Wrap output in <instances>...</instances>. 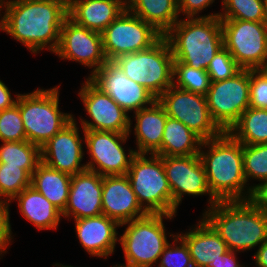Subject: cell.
<instances>
[{
	"mask_svg": "<svg viewBox=\"0 0 267 267\" xmlns=\"http://www.w3.org/2000/svg\"><path fill=\"white\" fill-rule=\"evenodd\" d=\"M0 16V30L31 53L37 55L44 48L55 53L68 17V0H1Z\"/></svg>",
	"mask_w": 267,
	"mask_h": 267,
	"instance_id": "obj_1",
	"label": "cell"
},
{
	"mask_svg": "<svg viewBox=\"0 0 267 267\" xmlns=\"http://www.w3.org/2000/svg\"><path fill=\"white\" fill-rule=\"evenodd\" d=\"M199 156L209 189L218 201L250 199L252 188L244 174L243 145L229 132L202 141Z\"/></svg>",
	"mask_w": 267,
	"mask_h": 267,
	"instance_id": "obj_2",
	"label": "cell"
},
{
	"mask_svg": "<svg viewBox=\"0 0 267 267\" xmlns=\"http://www.w3.org/2000/svg\"><path fill=\"white\" fill-rule=\"evenodd\" d=\"M202 215L229 250L244 252L267 240V212L250 200L218 201Z\"/></svg>",
	"mask_w": 267,
	"mask_h": 267,
	"instance_id": "obj_3",
	"label": "cell"
},
{
	"mask_svg": "<svg viewBox=\"0 0 267 267\" xmlns=\"http://www.w3.org/2000/svg\"><path fill=\"white\" fill-rule=\"evenodd\" d=\"M164 37L170 45L174 61L195 69L207 70L215 54L224 47L218 16L180 18Z\"/></svg>",
	"mask_w": 267,
	"mask_h": 267,
	"instance_id": "obj_4",
	"label": "cell"
},
{
	"mask_svg": "<svg viewBox=\"0 0 267 267\" xmlns=\"http://www.w3.org/2000/svg\"><path fill=\"white\" fill-rule=\"evenodd\" d=\"M176 215L147 213L145 216L121 224L125 227L119 237L125 256V264L118 267H153L169 243L164 218L172 220Z\"/></svg>",
	"mask_w": 267,
	"mask_h": 267,
	"instance_id": "obj_5",
	"label": "cell"
},
{
	"mask_svg": "<svg viewBox=\"0 0 267 267\" xmlns=\"http://www.w3.org/2000/svg\"><path fill=\"white\" fill-rule=\"evenodd\" d=\"M59 86L19 94L20 109L27 141L41 147L73 120V114L59 109Z\"/></svg>",
	"mask_w": 267,
	"mask_h": 267,
	"instance_id": "obj_6",
	"label": "cell"
},
{
	"mask_svg": "<svg viewBox=\"0 0 267 267\" xmlns=\"http://www.w3.org/2000/svg\"><path fill=\"white\" fill-rule=\"evenodd\" d=\"M112 63L156 99L173 85L174 58L164 36L152 47L121 55Z\"/></svg>",
	"mask_w": 267,
	"mask_h": 267,
	"instance_id": "obj_7",
	"label": "cell"
},
{
	"mask_svg": "<svg viewBox=\"0 0 267 267\" xmlns=\"http://www.w3.org/2000/svg\"><path fill=\"white\" fill-rule=\"evenodd\" d=\"M126 175L138 203L147 213L172 215V192L162 156L136 154Z\"/></svg>",
	"mask_w": 267,
	"mask_h": 267,
	"instance_id": "obj_8",
	"label": "cell"
},
{
	"mask_svg": "<svg viewBox=\"0 0 267 267\" xmlns=\"http://www.w3.org/2000/svg\"><path fill=\"white\" fill-rule=\"evenodd\" d=\"M108 62L124 54L146 50L164 35L127 8L101 33Z\"/></svg>",
	"mask_w": 267,
	"mask_h": 267,
	"instance_id": "obj_9",
	"label": "cell"
},
{
	"mask_svg": "<svg viewBox=\"0 0 267 267\" xmlns=\"http://www.w3.org/2000/svg\"><path fill=\"white\" fill-rule=\"evenodd\" d=\"M206 99L212 120L228 132L250 107V69H241L222 81H211Z\"/></svg>",
	"mask_w": 267,
	"mask_h": 267,
	"instance_id": "obj_10",
	"label": "cell"
},
{
	"mask_svg": "<svg viewBox=\"0 0 267 267\" xmlns=\"http://www.w3.org/2000/svg\"><path fill=\"white\" fill-rule=\"evenodd\" d=\"M223 45L242 69L258 70L267 56V27L263 22L220 19Z\"/></svg>",
	"mask_w": 267,
	"mask_h": 267,
	"instance_id": "obj_11",
	"label": "cell"
},
{
	"mask_svg": "<svg viewBox=\"0 0 267 267\" xmlns=\"http://www.w3.org/2000/svg\"><path fill=\"white\" fill-rule=\"evenodd\" d=\"M157 100L168 117L183 123L203 141L218 137L223 132L212 120L204 95L172 85Z\"/></svg>",
	"mask_w": 267,
	"mask_h": 267,
	"instance_id": "obj_12",
	"label": "cell"
},
{
	"mask_svg": "<svg viewBox=\"0 0 267 267\" xmlns=\"http://www.w3.org/2000/svg\"><path fill=\"white\" fill-rule=\"evenodd\" d=\"M84 144L86 145L89 162L86 163L88 170L94 171L101 176L127 174L135 150L129 149L126 154L124 143L128 140L129 133L82 130Z\"/></svg>",
	"mask_w": 267,
	"mask_h": 267,
	"instance_id": "obj_13",
	"label": "cell"
},
{
	"mask_svg": "<svg viewBox=\"0 0 267 267\" xmlns=\"http://www.w3.org/2000/svg\"><path fill=\"white\" fill-rule=\"evenodd\" d=\"M163 166L172 192V215H177L185 195H209L207 209L218 200L212 195L199 154L191 156H162Z\"/></svg>",
	"mask_w": 267,
	"mask_h": 267,
	"instance_id": "obj_14",
	"label": "cell"
},
{
	"mask_svg": "<svg viewBox=\"0 0 267 267\" xmlns=\"http://www.w3.org/2000/svg\"><path fill=\"white\" fill-rule=\"evenodd\" d=\"M90 120L80 117L83 130L129 133L130 116L90 78L78 93Z\"/></svg>",
	"mask_w": 267,
	"mask_h": 267,
	"instance_id": "obj_15",
	"label": "cell"
},
{
	"mask_svg": "<svg viewBox=\"0 0 267 267\" xmlns=\"http://www.w3.org/2000/svg\"><path fill=\"white\" fill-rule=\"evenodd\" d=\"M54 54L62 60L75 61L91 69L88 78L108 62L101 33L82 27L69 17L62 24L60 42Z\"/></svg>",
	"mask_w": 267,
	"mask_h": 267,
	"instance_id": "obj_16",
	"label": "cell"
},
{
	"mask_svg": "<svg viewBox=\"0 0 267 267\" xmlns=\"http://www.w3.org/2000/svg\"><path fill=\"white\" fill-rule=\"evenodd\" d=\"M75 117L61 131L40 147L41 162L60 172L75 175L87 169L81 164L84 147Z\"/></svg>",
	"mask_w": 267,
	"mask_h": 267,
	"instance_id": "obj_17",
	"label": "cell"
},
{
	"mask_svg": "<svg viewBox=\"0 0 267 267\" xmlns=\"http://www.w3.org/2000/svg\"><path fill=\"white\" fill-rule=\"evenodd\" d=\"M90 79L127 113H135L156 100L145 87L128 78L112 62L104 64Z\"/></svg>",
	"mask_w": 267,
	"mask_h": 267,
	"instance_id": "obj_18",
	"label": "cell"
},
{
	"mask_svg": "<svg viewBox=\"0 0 267 267\" xmlns=\"http://www.w3.org/2000/svg\"><path fill=\"white\" fill-rule=\"evenodd\" d=\"M102 214L120 225L145 216L147 212L138 203L128 176H102Z\"/></svg>",
	"mask_w": 267,
	"mask_h": 267,
	"instance_id": "obj_19",
	"label": "cell"
},
{
	"mask_svg": "<svg viewBox=\"0 0 267 267\" xmlns=\"http://www.w3.org/2000/svg\"><path fill=\"white\" fill-rule=\"evenodd\" d=\"M102 176L84 170L71 176V186L63 218L74 220L102 214Z\"/></svg>",
	"mask_w": 267,
	"mask_h": 267,
	"instance_id": "obj_20",
	"label": "cell"
},
{
	"mask_svg": "<svg viewBox=\"0 0 267 267\" xmlns=\"http://www.w3.org/2000/svg\"><path fill=\"white\" fill-rule=\"evenodd\" d=\"M78 240L84 250L92 257L104 258L112 255L119 242L120 224L104 214L74 220Z\"/></svg>",
	"mask_w": 267,
	"mask_h": 267,
	"instance_id": "obj_21",
	"label": "cell"
},
{
	"mask_svg": "<svg viewBox=\"0 0 267 267\" xmlns=\"http://www.w3.org/2000/svg\"><path fill=\"white\" fill-rule=\"evenodd\" d=\"M126 8V0H68V17L102 33Z\"/></svg>",
	"mask_w": 267,
	"mask_h": 267,
	"instance_id": "obj_22",
	"label": "cell"
},
{
	"mask_svg": "<svg viewBox=\"0 0 267 267\" xmlns=\"http://www.w3.org/2000/svg\"><path fill=\"white\" fill-rule=\"evenodd\" d=\"M135 119V126H132L130 117V130L134 128L137 154H157L161 150L163 132L167 115L164 107L156 99L150 107L142 108L132 115Z\"/></svg>",
	"mask_w": 267,
	"mask_h": 267,
	"instance_id": "obj_23",
	"label": "cell"
},
{
	"mask_svg": "<svg viewBox=\"0 0 267 267\" xmlns=\"http://www.w3.org/2000/svg\"><path fill=\"white\" fill-rule=\"evenodd\" d=\"M191 227L177 235L188 246L194 267H208L229 251L224 240L204 218Z\"/></svg>",
	"mask_w": 267,
	"mask_h": 267,
	"instance_id": "obj_24",
	"label": "cell"
},
{
	"mask_svg": "<svg viewBox=\"0 0 267 267\" xmlns=\"http://www.w3.org/2000/svg\"><path fill=\"white\" fill-rule=\"evenodd\" d=\"M15 200L20 214L38 230H57L62 212L32 186L21 191Z\"/></svg>",
	"mask_w": 267,
	"mask_h": 267,
	"instance_id": "obj_25",
	"label": "cell"
},
{
	"mask_svg": "<svg viewBox=\"0 0 267 267\" xmlns=\"http://www.w3.org/2000/svg\"><path fill=\"white\" fill-rule=\"evenodd\" d=\"M31 186L63 212L68 202L71 175L40 162L31 175Z\"/></svg>",
	"mask_w": 267,
	"mask_h": 267,
	"instance_id": "obj_26",
	"label": "cell"
},
{
	"mask_svg": "<svg viewBox=\"0 0 267 267\" xmlns=\"http://www.w3.org/2000/svg\"><path fill=\"white\" fill-rule=\"evenodd\" d=\"M126 6L163 35L180 19L178 0H126Z\"/></svg>",
	"mask_w": 267,
	"mask_h": 267,
	"instance_id": "obj_27",
	"label": "cell"
},
{
	"mask_svg": "<svg viewBox=\"0 0 267 267\" xmlns=\"http://www.w3.org/2000/svg\"><path fill=\"white\" fill-rule=\"evenodd\" d=\"M202 139L180 121L167 117L158 156H191L199 154Z\"/></svg>",
	"mask_w": 267,
	"mask_h": 267,
	"instance_id": "obj_28",
	"label": "cell"
},
{
	"mask_svg": "<svg viewBox=\"0 0 267 267\" xmlns=\"http://www.w3.org/2000/svg\"><path fill=\"white\" fill-rule=\"evenodd\" d=\"M242 145L267 143V109L249 107L228 131Z\"/></svg>",
	"mask_w": 267,
	"mask_h": 267,
	"instance_id": "obj_29",
	"label": "cell"
},
{
	"mask_svg": "<svg viewBox=\"0 0 267 267\" xmlns=\"http://www.w3.org/2000/svg\"><path fill=\"white\" fill-rule=\"evenodd\" d=\"M40 162V147L27 140L2 142L0 145V163L7 166H20L32 175Z\"/></svg>",
	"mask_w": 267,
	"mask_h": 267,
	"instance_id": "obj_30",
	"label": "cell"
},
{
	"mask_svg": "<svg viewBox=\"0 0 267 267\" xmlns=\"http://www.w3.org/2000/svg\"><path fill=\"white\" fill-rule=\"evenodd\" d=\"M210 84L211 80L206 69H195L180 61H174L173 86L176 88L206 96Z\"/></svg>",
	"mask_w": 267,
	"mask_h": 267,
	"instance_id": "obj_31",
	"label": "cell"
},
{
	"mask_svg": "<svg viewBox=\"0 0 267 267\" xmlns=\"http://www.w3.org/2000/svg\"><path fill=\"white\" fill-rule=\"evenodd\" d=\"M29 186H31V175L25 169L0 163V202L10 204Z\"/></svg>",
	"mask_w": 267,
	"mask_h": 267,
	"instance_id": "obj_32",
	"label": "cell"
},
{
	"mask_svg": "<svg viewBox=\"0 0 267 267\" xmlns=\"http://www.w3.org/2000/svg\"><path fill=\"white\" fill-rule=\"evenodd\" d=\"M220 19H239L243 21L263 22V0H222Z\"/></svg>",
	"mask_w": 267,
	"mask_h": 267,
	"instance_id": "obj_33",
	"label": "cell"
},
{
	"mask_svg": "<svg viewBox=\"0 0 267 267\" xmlns=\"http://www.w3.org/2000/svg\"><path fill=\"white\" fill-rule=\"evenodd\" d=\"M243 166L248 185L252 179L259 182L267 179V143L243 145Z\"/></svg>",
	"mask_w": 267,
	"mask_h": 267,
	"instance_id": "obj_34",
	"label": "cell"
},
{
	"mask_svg": "<svg viewBox=\"0 0 267 267\" xmlns=\"http://www.w3.org/2000/svg\"><path fill=\"white\" fill-rule=\"evenodd\" d=\"M26 134L19 107L15 104L0 111V141H26Z\"/></svg>",
	"mask_w": 267,
	"mask_h": 267,
	"instance_id": "obj_35",
	"label": "cell"
},
{
	"mask_svg": "<svg viewBox=\"0 0 267 267\" xmlns=\"http://www.w3.org/2000/svg\"><path fill=\"white\" fill-rule=\"evenodd\" d=\"M169 235L174 241L166 245L156 267H194L186 243L177 234Z\"/></svg>",
	"mask_w": 267,
	"mask_h": 267,
	"instance_id": "obj_36",
	"label": "cell"
},
{
	"mask_svg": "<svg viewBox=\"0 0 267 267\" xmlns=\"http://www.w3.org/2000/svg\"><path fill=\"white\" fill-rule=\"evenodd\" d=\"M241 69L230 52L223 47L215 54L206 71L211 81H222L233 77Z\"/></svg>",
	"mask_w": 267,
	"mask_h": 267,
	"instance_id": "obj_37",
	"label": "cell"
},
{
	"mask_svg": "<svg viewBox=\"0 0 267 267\" xmlns=\"http://www.w3.org/2000/svg\"><path fill=\"white\" fill-rule=\"evenodd\" d=\"M250 107L267 109V76L250 69Z\"/></svg>",
	"mask_w": 267,
	"mask_h": 267,
	"instance_id": "obj_38",
	"label": "cell"
},
{
	"mask_svg": "<svg viewBox=\"0 0 267 267\" xmlns=\"http://www.w3.org/2000/svg\"><path fill=\"white\" fill-rule=\"evenodd\" d=\"M214 2L215 0H178V12L179 15L184 14L183 16H185V18L216 17L219 16V12L198 16L199 13L207 9Z\"/></svg>",
	"mask_w": 267,
	"mask_h": 267,
	"instance_id": "obj_39",
	"label": "cell"
},
{
	"mask_svg": "<svg viewBox=\"0 0 267 267\" xmlns=\"http://www.w3.org/2000/svg\"><path fill=\"white\" fill-rule=\"evenodd\" d=\"M9 206V203L0 202V256L7 253L6 249L12 244L13 239Z\"/></svg>",
	"mask_w": 267,
	"mask_h": 267,
	"instance_id": "obj_40",
	"label": "cell"
},
{
	"mask_svg": "<svg viewBox=\"0 0 267 267\" xmlns=\"http://www.w3.org/2000/svg\"><path fill=\"white\" fill-rule=\"evenodd\" d=\"M252 194L250 201L257 207L267 212V179L259 184L251 185Z\"/></svg>",
	"mask_w": 267,
	"mask_h": 267,
	"instance_id": "obj_41",
	"label": "cell"
},
{
	"mask_svg": "<svg viewBox=\"0 0 267 267\" xmlns=\"http://www.w3.org/2000/svg\"><path fill=\"white\" fill-rule=\"evenodd\" d=\"M19 93L13 98L9 88L0 80V111L13 107L18 99Z\"/></svg>",
	"mask_w": 267,
	"mask_h": 267,
	"instance_id": "obj_42",
	"label": "cell"
},
{
	"mask_svg": "<svg viewBox=\"0 0 267 267\" xmlns=\"http://www.w3.org/2000/svg\"><path fill=\"white\" fill-rule=\"evenodd\" d=\"M236 255V251L229 250L225 254L220 255V258L208 267H245L237 261Z\"/></svg>",
	"mask_w": 267,
	"mask_h": 267,
	"instance_id": "obj_43",
	"label": "cell"
},
{
	"mask_svg": "<svg viewBox=\"0 0 267 267\" xmlns=\"http://www.w3.org/2000/svg\"><path fill=\"white\" fill-rule=\"evenodd\" d=\"M252 259L256 267H267V240L258 247Z\"/></svg>",
	"mask_w": 267,
	"mask_h": 267,
	"instance_id": "obj_44",
	"label": "cell"
},
{
	"mask_svg": "<svg viewBox=\"0 0 267 267\" xmlns=\"http://www.w3.org/2000/svg\"><path fill=\"white\" fill-rule=\"evenodd\" d=\"M264 2V20L263 23L267 27V0H263Z\"/></svg>",
	"mask_w": 267,
	"mask_h": 267,
	"instance_id": "obj_45",
	"label": "cell"
},
{
	"mask_svg": "<svg viewBox=\"0 0 267 267\" xmlns=\"http://www.w3.org/2000/svg\"><path fill=\"white\" fill-rule=\"evenodd\" d=\"M258 70H260L264 75L267 76V56L265 58L263 65Z\"/></svg>",
	"mask_w": 267,
	"mask_h": 267,
	"instance_id": "obj_46",
	"label": "cell"
},
{
	"mask_svg": "<svg viewBox=\"0 0 267 267\" xmlns=\"http://www.w3.org/2000/svg\"><path fill=\"white\" fill-rule=\"evenodd\" d=\"M53 265L56 266V267H74V266H71V265H63V264H59V263H55Z\"/></svg>",
	"mask_w": 267,
	"mask_h": 267,
	"instance_id": "obj_47",
	"label": "cell"
}]
</instances>
